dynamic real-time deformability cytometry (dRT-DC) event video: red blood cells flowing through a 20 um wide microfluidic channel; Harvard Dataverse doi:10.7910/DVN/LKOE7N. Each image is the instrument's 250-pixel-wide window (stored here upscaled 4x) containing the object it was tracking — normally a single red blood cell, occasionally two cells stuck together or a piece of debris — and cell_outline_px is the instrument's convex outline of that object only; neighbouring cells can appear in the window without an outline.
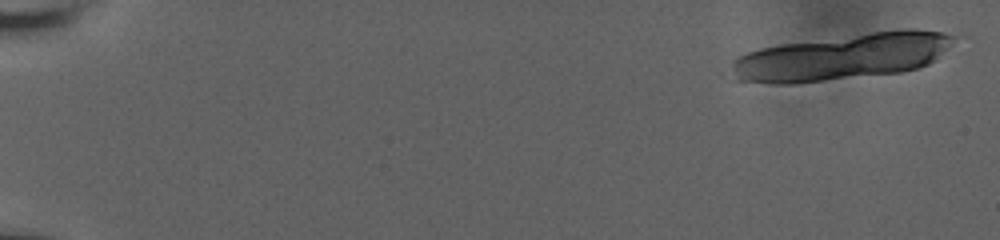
{"species": "human", "species_latin": "Homo sapiens", "temperature_condition": "room temperature", "stored_images_in_passage": 25, "segment_of_instrument_passage": [1, 2], "camera_frame_rate_fps": 3000, "um_per_image_px": 0.085, "donor": {"sex": "male"}, "frame": {"image": 1, "passage_image": 1, "time_ms": 0.0, "image_size_px": [1000, 240], "cell_outline_px": [[956, 36], [948, 48], [936, 60], [920, 68], [900, 72], [796, 84], [772, 84], [736, 80], [728, 72], [728, 68], [732, 60], [736, 56], [760, 48], [784, 44], [900, 28], [916, 28], [944, 32]], "centroid_in_image_um": [71.55, 4.84], "position_along_channel_um": 13.4, "area_um2": 60.57}}